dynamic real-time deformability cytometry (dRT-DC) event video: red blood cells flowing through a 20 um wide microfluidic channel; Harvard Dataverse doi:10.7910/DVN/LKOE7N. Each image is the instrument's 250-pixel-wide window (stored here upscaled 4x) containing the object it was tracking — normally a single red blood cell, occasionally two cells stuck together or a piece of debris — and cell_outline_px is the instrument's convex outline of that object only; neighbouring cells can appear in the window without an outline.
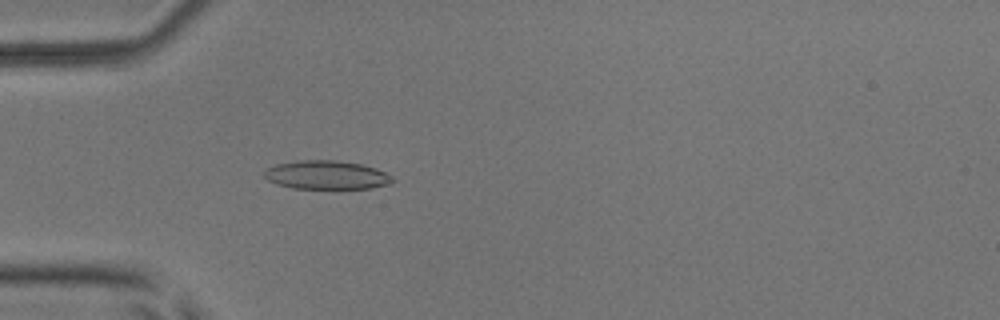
{"species": "common noctule bat (a hibernating species)", "species_latin": "Nyctalus noctula", "temperature_condition": "room temperature", "stored_images_in_passage": 5, "camera_frame_rate_fps": 3000, "um_per_image_px": 0.085, "animal": {"sex": "male", "body_mass_g": 17.9, "forearm_length_mm": 54.2}, "frame": {"image": 1, "passage_image": 5, "time_ms": 4.667, "image_size_px": [1000, 320], "cell_outline_px": [[396, 180], [392, 184], [372, 188], [292, 188], [276, 184], [268, 180], [264, 176], [264, 172], [268, 168], [276, 164], [296, 160], [336, 160], [360, 164], [376, 168], [392, 176]], "centroid_in_image_um": [27.78, 14.87], "position_along_channel_um": 57.2, "area_um2": 21.5}}